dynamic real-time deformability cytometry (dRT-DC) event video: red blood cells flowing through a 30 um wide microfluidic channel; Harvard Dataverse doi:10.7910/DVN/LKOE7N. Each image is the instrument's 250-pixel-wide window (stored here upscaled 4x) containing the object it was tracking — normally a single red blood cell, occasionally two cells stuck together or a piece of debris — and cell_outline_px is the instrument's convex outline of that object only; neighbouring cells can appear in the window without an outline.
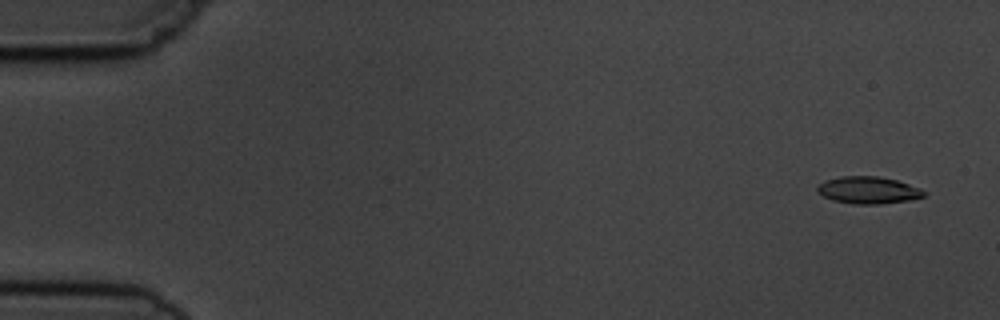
{"species": "common noctule bat (a hibernating species)", "species_latin": "Nyctalus noctula", "temperature_condition": "cold", "stored_images_in_passage": 5, "segment_of_instrument_passage": [1, 2], "camera_frame_rate_fps": 3000, "um_per_image_px": 0.085, "animal": {"sex": "male", "body_mass_g": 19.5, "forearm_length_mm": 54.6}, "frame": {"image": 1, "passage_image": 1, "time_ms": 0.0, "image_size_px": [1000, 320], "cell_outline_px": [[928, 192], [924, 196], [908, 200], [880, 204], [852, 204], [832, 200], [816, 192], [816, 188], [824, 180], [840, 176], [876, 176], [896, 180], [920, 188]], "centroid_in_image_um": [73.78, 16.16], "position_along_channel_um": 11.2, "area_um2": 16.88}}